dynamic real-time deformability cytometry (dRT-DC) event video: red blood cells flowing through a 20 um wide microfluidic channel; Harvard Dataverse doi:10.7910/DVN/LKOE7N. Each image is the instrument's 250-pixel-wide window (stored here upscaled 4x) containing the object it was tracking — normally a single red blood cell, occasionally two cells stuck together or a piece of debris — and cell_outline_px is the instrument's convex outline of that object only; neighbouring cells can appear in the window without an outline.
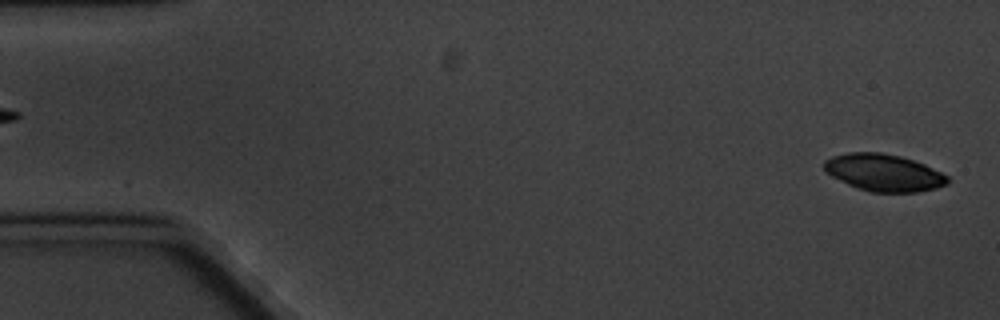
{"species": "common noctule bat (a hibernating species)", "species_latin": "Nyctalus noctula", "temperature_condition": "cold", "stored_images_in_passage": 6, "segment_of_instrument_passage": [2, 2], "camera_frame_rate_fps": 3000, "um_per_image_px": 0.085, "animal": {"sex": "male", "body_mass_g": 20.1, "forearm_length_mm": 53.5}, "frame": {"image": 1, "passage_image": 6, "time_ms": 5.667, "image_size_px": [1000, 320], "cell_outline_px": [[948, 184], [936, 188], [916, 192], [868, 192], [856, 188], [824, 172], [824, 160], [832, 156], [848, 152], [880, 152], [900, 156], [924, 164], [948, 176]], "centroid_in_image_um": [75.09, 14.67], "position_along_channel_um": 9.9, "area_um2": 26.7}}